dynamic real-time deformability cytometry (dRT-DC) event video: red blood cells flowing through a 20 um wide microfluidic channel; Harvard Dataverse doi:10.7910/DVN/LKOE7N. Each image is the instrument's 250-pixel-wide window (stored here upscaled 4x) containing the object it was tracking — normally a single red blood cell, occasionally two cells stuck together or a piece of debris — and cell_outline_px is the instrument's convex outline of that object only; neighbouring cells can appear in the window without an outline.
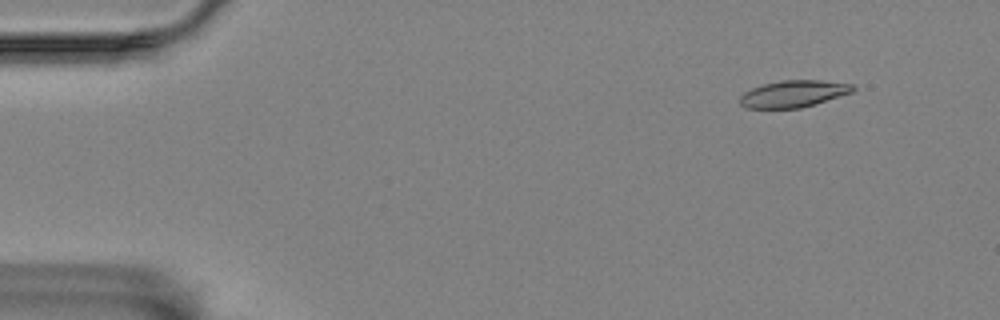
{"species": "Egyptian fruit bat (a non-hibernating species)", "species_latin": "Rousettus aegyptiacus", "temperature_condition": "room temperature", "stored_images_in_passage": 11, "camera_frame_rate_fps": 3000, "um_per_image_px": 0.085, "animal": {"sex": "female"}, "frame": {"image": 1, "passage_image": 6, "time_ms": 1.667, "image_size_px": [1000, 320], "cell_outline_px": [[856, 88], [852, 92], [800, 108], [744, 108], [740, 104], [740, 96], [744, 92], [752, 88], [764, 84], [784, 80], [820, 80], [856, 84]], "centroid_in_image_um": [67.45, 7.96], "position_along_channel_um": 17.6, "area_um2": 17.57}}